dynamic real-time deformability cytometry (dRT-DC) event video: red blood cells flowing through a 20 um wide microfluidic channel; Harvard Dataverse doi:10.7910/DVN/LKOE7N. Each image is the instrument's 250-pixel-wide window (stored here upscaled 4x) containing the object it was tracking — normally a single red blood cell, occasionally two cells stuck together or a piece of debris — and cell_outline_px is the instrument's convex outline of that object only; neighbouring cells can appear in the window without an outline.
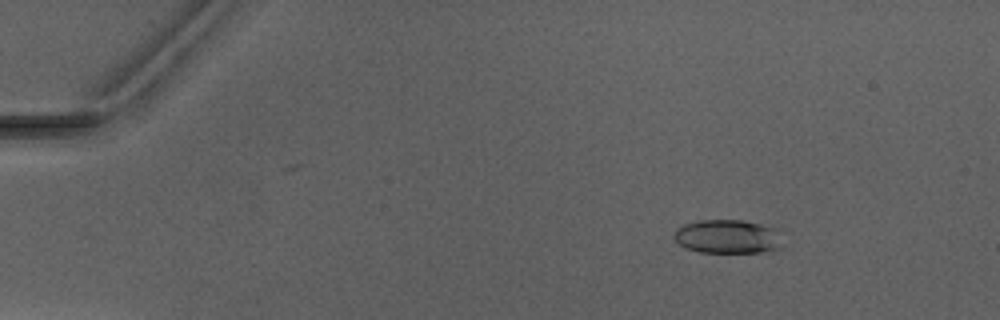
{"species": "Egyptian fruit bat (a non-hibernating species)", "species_latin": "Rousettus aegyptiacus", "temperature_condition": "warm", "stored_images_in_passage": 7, "camera_frame_rate_fps": 3000, "um_per_image_px": 0.085, "animal": {"sex": "male"}, "frame": {"image": 1, "passage_image": 2, "time_ms": 2.333, "image_size_px": [1000, 320], "cell_outline_px": [[780, 248], [760, 252], [700, 252], [688, 248], [680, 244], [672, 236], [676, 228], [684, 224], [700, 220], [740, 220], [780, 228]], "centroid_in_image_um": [61.86, 20.09], "position_along_channel_um": 23.1, "area_um2": 21.39}}
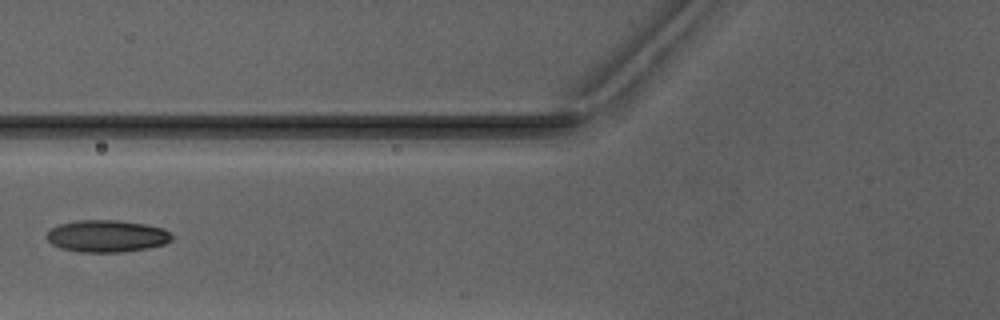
{"frame": {"image": 2, "passage_image": 6, "time_ms": 7.0, "image_size_px": [1000, 320], "cell_outline_px": [[172, 240], [164, 244], [148, 248], [120, 252], [80, 252], [60, 248], [52, 244], [44, 236], [52, 228], [60, 224], [76, 220], [116, 220], [144, 224], [164, 228], [172, 236]], "centroid_in_image_um": [9.06, 20.07], "position_along_channel_um": 116.7, "area_um2": 23.35}}
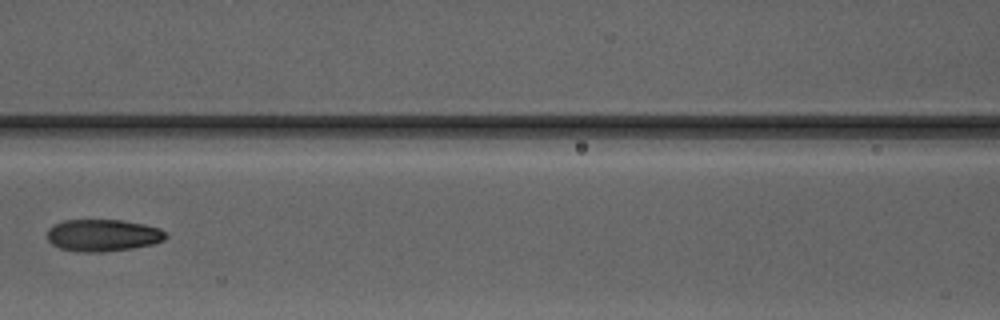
{"frame": {"image": 3, "passage_image": 7, "time_ms": 8.0, "image_size_px": [1000, 320], "cell_outline_px": [[168, 236], [164, 240], [156, 244], [132, 248], [100, 252], [84, 252], [60, 248], [52, 244], [48, 240], [48, 228], [52, 224], [64, 220], [120, 220], [144, 224], [160, 228]], "centroid_in_image_um": [8.76, 19.99], "position_along_channel_um": 157.8, "area_um2": 22.2}}